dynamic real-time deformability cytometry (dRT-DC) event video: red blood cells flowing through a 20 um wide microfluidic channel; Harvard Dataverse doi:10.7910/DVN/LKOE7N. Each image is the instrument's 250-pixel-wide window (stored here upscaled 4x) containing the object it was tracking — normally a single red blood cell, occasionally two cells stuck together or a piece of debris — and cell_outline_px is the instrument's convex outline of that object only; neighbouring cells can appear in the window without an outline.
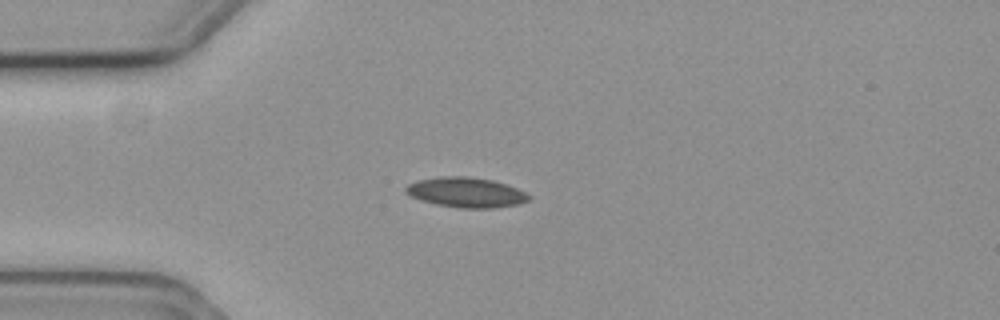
{"species": "common noctule bat (a hibernating species)", "species_latin": "Nyctalus noctula", "temperature_condition": "cold", "stored_images_in_passage": 1, "camera_frame_rate_fps": 3000, "um_per_image_px": 0.085, "animal": {"sex": "female", "body_mass_g": 19.3, "forearm_length_mm": 54.1}, "frame": {"image": 1, "passage_image": 1, "time_ms": 0.0, "image_size_px": [1000, 320], "cell_outline_px": [[532, 196], [528, 200], [520, 204], [492, 208], [460, 208], [436, 204], [420, 200], [404, 192], [404, 188], [408, 184], [416, 180], [440, 176], [464, 176], [492, 180], [508, 184]], "centroid_in_image_um": [39.6, 16.35], "position_along_channel_um": 45.4, "area_um2": 21.62}}